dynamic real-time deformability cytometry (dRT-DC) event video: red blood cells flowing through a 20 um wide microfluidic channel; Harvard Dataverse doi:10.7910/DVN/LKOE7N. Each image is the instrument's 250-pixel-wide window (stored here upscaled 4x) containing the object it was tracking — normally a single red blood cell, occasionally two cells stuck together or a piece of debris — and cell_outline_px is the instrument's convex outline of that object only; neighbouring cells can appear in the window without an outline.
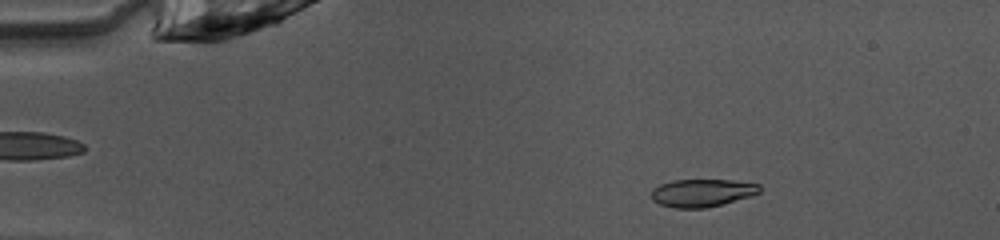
{"species": "common noctule bat (a hibernating species)", "species_latin": "Nyctalus noctula", "temperature_condition": "warm", "stored_images_in_passage": 43, "camera_frame_rate_fps": 3000, "um_per_image_px": 0.085, "animal": {"sex": "female", "body_mass_g": 10.0, "forearm_length_mm": 53.1}, "frame": {"image": 1, "passage_image": 2, "time_ms": 0.333, "image_size_px": [1000, 240], "cell_outline_px": [[760, 192], [752, 196], [704, 208], [676, 208], [660, 204], [652, 200], [652, 188], [660, 184], [672, 180], [732, 180], [760, 184]], "centroid_in_image_um": [59.67, 16.38], "position_along_channel_um": 25.3, "area_um2": 17.46}}
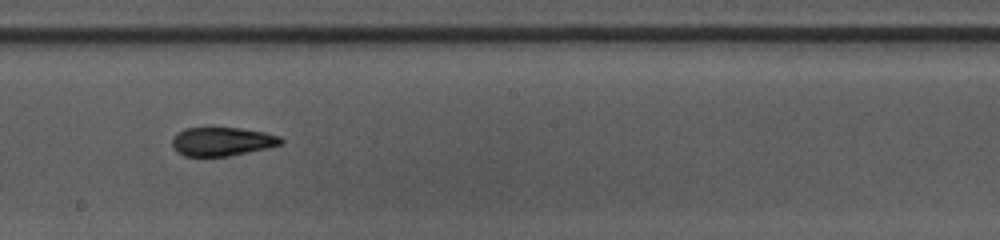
{"frame": {"image": 2, "passage_image": 22, "time_ms": 7.0, "image_size_px": [1000, 240], "cell_outline_px": [[284, 144], [268, 148], [228, 156], [184, 156], [176, 152], [172, 144], [172, 140], [184, 128], [240, 128], [264, 132], [280, 136], [284, 140]], "centroid_in_image_um": [18.92, 12.04], "position_along_channel_um": 229.3, "area_um2": 18.15}}
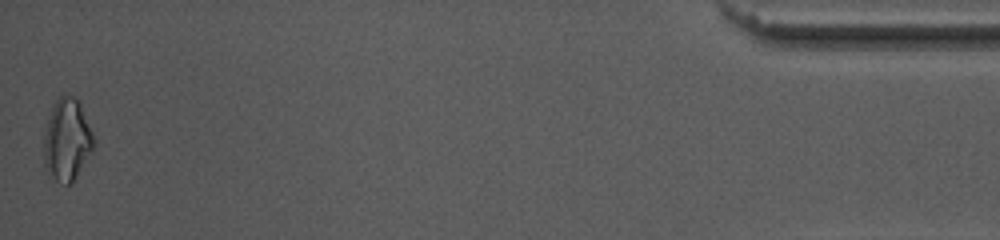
{"frame": {"image": 3, "passage_image": 43, "time_ms": 14.0, "image_size_px": [1000, 240], "cell_outline_px": [[96, 140], [92, 148], [72, 184], [60, 184], [48, 172], [44, 164], [44, 136], [52, 104], [60, 96], [72, 96], [80, 100]], "centroid_in_image_um": [5.7, 11.86], "position_along_channel_um": 429.5, "area_um2": 23.81}, "authors_computed_cell_mechanics": {"area_um2": 18.496, "velocity_mm_per_s": 4.0687, "shape_relaxation_time_tau1_ms": 5.1218, "shape_relaxation_time_tau2_ms": 3.0143, "deformation_change_tau1": 0.1645, "deformation_change_tau2": 0.0993}}